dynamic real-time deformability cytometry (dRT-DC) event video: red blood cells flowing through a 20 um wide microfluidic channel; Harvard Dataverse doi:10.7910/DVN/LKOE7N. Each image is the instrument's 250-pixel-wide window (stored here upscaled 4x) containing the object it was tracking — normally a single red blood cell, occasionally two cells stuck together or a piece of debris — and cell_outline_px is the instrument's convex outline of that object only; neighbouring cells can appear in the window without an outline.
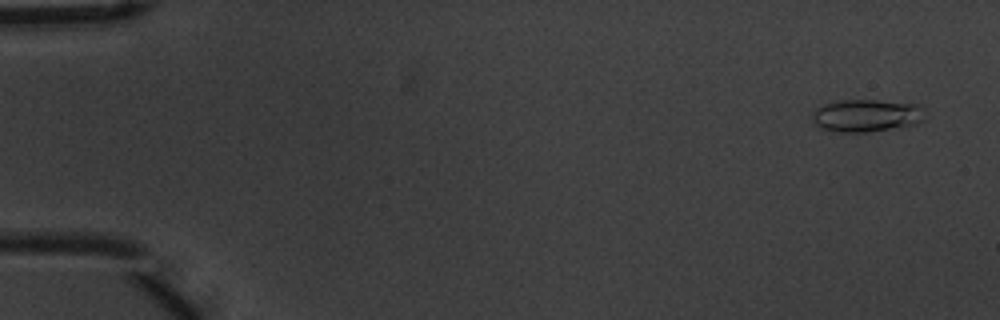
{"species": "common noctule bat (a hibernating species)", "species_latin": "Nyctalus noctula", "temperature_condition": "warm", "stored_images_in_passage": 16, "camera_frame_rate_fps": 3000, "um_per_image_px": 0.085, "animal": {"sex": "male", "body_mass_g": 20.1, "forearm_length_mm": 53.5}, "frame": {"image": 1, "passage_image": 3, "time_ms": 0.667, "image_size_px": [1000, 320], "cell_outline_px": [[924, 120], [916, 124], [868, 132], [840, 132], [820, 128], [816, 124], [812, 116], [812, 112], [816, 108], [824, 104], [840, 100], [876, 100], [920, 104], [924, 108]], "centroid_in_image_um": [73.67, 9.81], "position_along_channel_um": 11.3, "area_um2": 21.44}}